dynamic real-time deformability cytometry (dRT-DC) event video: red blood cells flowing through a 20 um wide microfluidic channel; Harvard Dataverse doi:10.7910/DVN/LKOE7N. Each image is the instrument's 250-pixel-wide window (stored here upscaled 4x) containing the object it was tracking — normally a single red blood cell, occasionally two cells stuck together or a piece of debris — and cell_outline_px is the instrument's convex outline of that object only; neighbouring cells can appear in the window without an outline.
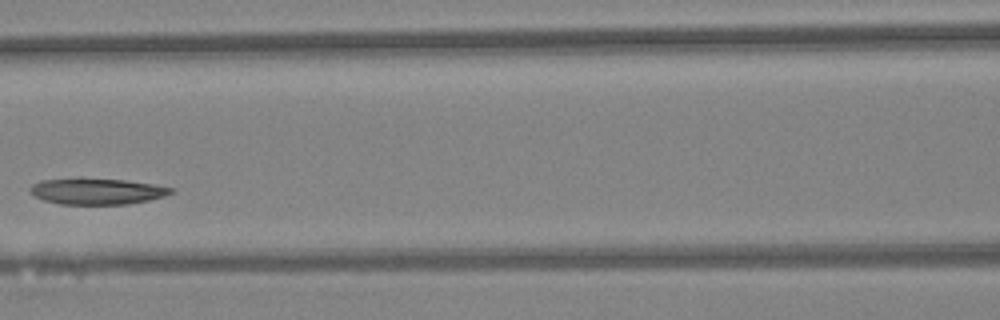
{"species": "Egyptian fruit bat (a non-hibernating species)", "species_latin": "Rousettus aegyptiacus", "temperature_condition": "warm", "stored_images_in_passage": 5, "camera_frame_rate_fps": 3000, "um_per_image_px": 0.085, "animal": {"sex": "female"}, "frame": {"image": 1, "passage_image": 5, "time_ms": 1.333, "image_size_px": [1000, 320], "cell_outline_px": [[176, 192], [164, 196], [148, 200], [128, 204], [60, 204], [44, 200], [36, 196], [28, 188], [32, 184], [40, 180], [124, 180], [152, 184], [176, 188]], "centroid_in_image_um": [8.31, 16.29], "position_along_channel_um": 158.3, "area_um2": 20.81}}